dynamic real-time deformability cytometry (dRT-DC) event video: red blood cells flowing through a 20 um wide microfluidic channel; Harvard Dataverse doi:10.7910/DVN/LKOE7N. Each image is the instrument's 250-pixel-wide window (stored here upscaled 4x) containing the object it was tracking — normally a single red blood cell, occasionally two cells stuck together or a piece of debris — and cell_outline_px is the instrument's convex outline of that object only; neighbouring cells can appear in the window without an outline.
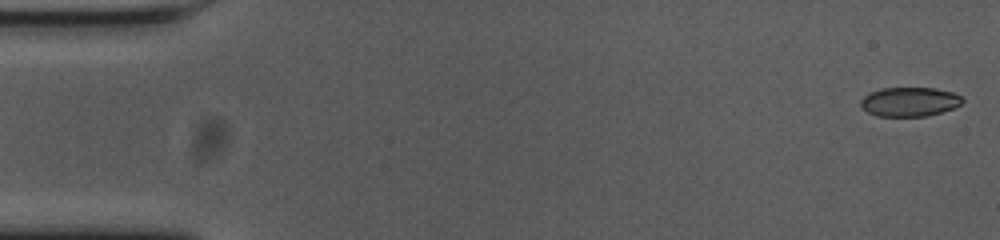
{"species": "common noctule bat (a hibernating species)", "species_latin": "Nyctalus noctula", "temperature_condition": "cold", "stored_images_in_passage": 13, "camera_frame_rate_fps": 3000, "um_per_image_px": 0.085, "animal": {"sex": "female", "body_mass_g": 23.0, "forearm_length_mm": 53.4}, "frame": {"image": 1, "passage_image": 1, "time_ms": 0.0, "image_size_px": [1000, 240], "cell_outline_px": [[964, 100], [960, 104], [952, 108], [940, 112], [924, 116], [876, 116], [868, 112], [860, 104], [860, 100], [864, 96], [880, 88], [936, 88], [952, 92], [960, 96]], "centroid_in_image_um": [77.29, 8.64], "position_along_channel_um": 7.7, "area_um2": 17.11}}